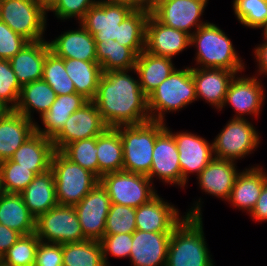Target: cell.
<instances>
[{
  "label": "cell",
  "mask_w": 267,
  "mask_h": 266,
  "mask_svg": "<svg viewBox=\"0 0 267 266\" xmlns=\"http://www.w3.org/2000/svg\"><path fill=\"white\" fill-rule=\"evenodd\" d=\"M128 70L103 72L92 100L108 128L135 125L150 119L148 97L139 79Z\"/></svg>",
  "instance_id": "cell-1"
},
{
  "label": "cell",
  "mask_w": 267,
  "mask_h": 266,
  "mask_svg": "<svg viewBox=\"0 0 267 266\" xmlns=\"http://www.w3.org/2000/svg\"><path fill=\"white\" fill-rule=\"evenodd\" d=\"M194 206L170 236L166 266H214L204 237L201 201Z\"/></svg>",
  "instance_id": "cell-2"
},
{
  "label": "cell",
  "mask_w": 267,
  "mask_h": 266,
  "mask_svg": "<svg viewBox=\"0 0 267 266\" xmlns=\"http://www.w3.org/2000/svg\"><path fill=\"white\" fill-rule=\"evenodd\" d=\"M165 128L164 122L153 120L116 127L123 147V171L146 176L150 173L156 137Z\"/></svg>",
  "instance_id": "cell-3"
},
{
  "label": "cell",
  "mask_w": 267,
  "mask_h": 266,
  "mask_svg": "<svg viewBox=\"0 0 267 266\" xmlns=\"http://www.w3.org/2000/svg\"><path fill=\"white\" fill-rule=\"evenodd\" d=\"M192 33L190 44H196V63L202 65L199 68H222L233 72L245 69L231 40L218 26L208 22Z\"/></svg>",
  "instance_id": "cell-4"
},
{
  "label": "cell",
  "mask_w": 267,
  "mask_h": 266,
  "mask_svg": "<svg viewBox=\"0 0 267 266\" xmlns=\"http://www.w3.org/2000/svg\"><path fill=\"white\" fill-rule=\"evenodd\" d=\"M197 100L192 67L174 69L149 96L148 111L150 119L164 122L166 112H173L186 107ZM157 111V112H156Z\"/></svg>",
  "instance_id": "cell-5"
},
{
  "label": "cell",
  "mask_w": 267,
  "mask_h": 266,
  "mask_svg": "<svg viewBox=\"0 0 267 266\" xmlns=\"http://www.w3.org/2000/svg\"><path fill=\"white\" fill-rule=\"evenodd\" d=\"M51 170L55 177L58 205H77L99 182L93 173L72 162L57 150L52 157Z\"/></svg>",
  "instance_id": "cell-6"
},
{
  "label": "cell",
  "mask_w": 267,
  "mask_h": 266,
  "mask_svg": "<svg viewBox=\"0 0 267 266\" xmlns=\"http://www.w3.org/2000/svg\"><path fill=\"white\" fill-rule=\"evenodd\" d=\"M46 12L40 0H0V20L29 42L44 39Z\"/></svg>",
  "instance_id": "cell-7"
},
{
  "label": "cell",
  "mask_w": 267,
  "mask_h": 266,
  "mask_svg": "<svg viewBox=\"0 0 267 266\" xmlns=\"http://www.w3.org/2000/svg\"><path fill=\"white\" fill-rule=\"evenodd\" d=\"M99 182L106 189L111 203L138 208L157 195L150 178L142 174L111 172L104 174Z\"/></svg>",
  "instance_id": "cell-8"
},
{
  "label": "cell",
  "mask_w": 267,
  "mask_h": 266,
  "mask_svg": "<svg viewBox=\"0 0 267 266\" xmlns=\"http://www.w3.org/2000/svg\"><path fill=\"white\" fill-rule=\"evenodd\" d=\"M35 233L40 241L73 243L87 240L74 206L57 205L36 219Z\"/></svg>",
  "instance_id": "cell-9"
},
{
  "label": "cell",
  "mask_w": 267,
  "mask_h": 266,
  "mask_svg": "<svg viewBox=\"0 0 267 266\" xmlns=\"http://www.w3.org/2000/svg\"><path fill=\"white\" fill-rule=\"evenodd\" d=\"M214 139V158L235 162L251 154L260 138L253 125L243 118H232Z\"/></svg>",
  "instance_id": "cell-10"
},
{
  "label": "cell",
  "mask_w": 267,
  "mask_h": 266,
  "mask_svg": "<svg viewBox=\"0 0 267 266\" xmlns=\"http://www.w3.org/2000/svg\"><path fill=\"white\" fill-rule=\"evenodd\" d=\"M107 125L93 101H88L73 112L63 128L51 139L55 150L61 151L67 144L102 134Z\"/></svg>",
  "instance_id": "cell-11"
},
{
  "label": "cell",
  "mask_w": 267,
  "mask_h": 266,
  "mask_svg": "<svg viewBox=\"0 0 267 266\" xmlns=\"http://www.w3.org/2000/svg\"><path fill=\"white\" fill-rule=\"evenodd\" d=\"M111 201L100 182L75 205L82 232L87 239L99 241L105 234V222Z\"/></svg>",
  "instance_id": "cell-12"
},
{
  "label": "cell",
  "mask_w": 267,
  "mask_h": 266,
  "mask_svg": "<svg viewBox=\"0 0 267 266\" xmlns=\"http://www.w3.org/2000/svg\"><path fill=\"white\" fill-rule=\"evenodd\" d=\"M132 11L125 5L98 0L79 23L94 37V41L116 40L119 24Z\"/></svg>",
  "instance_id": "cell-13"
},
{
  "label": "cell",
  "mask_w": 267,
  "mask_h": 266,
  "mask_svg": "<svg viewBox=\"0 0 267 266\" xmlns=\"http://www.w3.org/2000/svg\"><path fill=\"white\" fill-rule=\"evenodd\" d=\"M173 135L179 152V163L182 172V187L187 183L188 175H198L214 158L213 143L191 132H176Z\"/></svg>",
  "instance_id": "cell-14"
},
{
  "label": "cell",
  "mask_w": 267,
  "mask_h": 266,
  "mask_svg": "<svg viewBox=\"0 0 267 266\" xmlns=\"http://www.w3.org/2000/svg\"><path fill=\"white\" fill-rule=\"evenodd\" d=\"M208 0H168L159 5L151 14L161 23L183 31L190 36L193 27L197 30L208 22L200 20Z\"/></svg>",
  "instance_id": "cell-15"
},
{
  "label": "cell",
  "mask_w": 267,
  "mask_h": 266,
  "mask_svg": "<svg viewBox=\"0 0 267 266\" xmlns=\"http://www.w3.org/2000/svg\"><path fill=\"white\" fill-rule=\"evenodd\" d=\"M191 36L159 22L151 13L145 27L144 50L171 58L191 46Z\"/></svg>",
  "instance_id": "cell-16"
},
{
  "label": "cell",
  "mask_w": 267,
  "mask_h": 266,
  "mask_svg": "<svg viewBox=\"0 0 267 266\" xmlns=\"http://www.w3.org/2000/svg\"><path fill=\"white\" fill-rule=\"evenodd\" d=\"M147 176L151 181L156 176L162 182L182 187L179 152L173 135L166 128L156 137L151 170Z\"/></svg>",
  "instance_id": "cell-17"
},
{
  "label": "cell",
  "mask_w": 267,
  "mask_h": 266,
  "mask_svg": "<svg viewBox=\"0 0 267 266\" xmlns=\"http://www.w3.org/2000/svg\"><path fill=\"white\" fill-rule=\"evenodd\" d=\"M261 81L256 76L252 77H236L229 84L228 91L225 96L223 106L227 103L236 111V115L232 118H245V114H253L254 116L260 113L261 106L264 101V90Z\"/></svg>",
  "instance_id": "cell-18"
},
{
  "label": "cell",
  "mask_w": 267,
  "mask_h": 266,
  "mask_svg": "<svg viewBox=\"0 0 267 266\" xmlns=\"http://www.w3.org/2000/svg\"><path fill=\"white\" fill-rule=\"evenodd\" d=\"M171 234L141 230L133 232L129 257L133 266H166Z\"/></svg>",
  "instance_id": "cell-19"
},
{
  "label": "cell",
  "mask_w": 267,
  "mask_h": 266,
  "mask_svg": "<svg viewBox=\"0 0 267 266\" xmlns=\"http://www.w3.org/2000/svg\"><path fill=\"white\" fill-rule=\"evenodd\" d=\"M185 216L180 218L178 209L157 194L149 202L136 208V230L173 232Z\"/></svg>",
  "instance_id": "cell-20"
},
{
  "label": "cell",
  "mask_w": 267,
  "mask_h": 266,
  "mask_svg": "<svg viewBox=\"0 0 267 266\" xmlns=\"http://www.w3.org/2000/svg\"><path fill=\"white\" fill-rule=\"evenodd\" d=\"M237 73L222 68L192 67L196 98H202L221 110L229 84Z\"/></svg>",
  "instance_id": "cell-21"
},
{
  "label": "cell",
  "mask_w": 267,
  "mask_h": 266,
  "mask_svg": "<svg viewBox=\"0 0 267 266\" xmlns=\"http://www.w3.org/2000/svg\"><path fill=\"white\" fill-rule=\"evenodd\" d=\"M34 133L33 120L14 110H7L0 117V162L10 159Z\"/></svg>",
  "instance_id": "cell-22"
},
{
  "label": "cell",
  "mask_w": 267,
  "mask_h": 266,
  "mask_svg": "<svg viewBox=\"0 0 267 266\" xmlns=\"http://www.w3.org/2000/svg\"><path fill=\"white\" fill-rule=\"evenodd\" d=\"M50 51L45 39L28 42L9 62L21 86L40 80L43 77V66Z\"/></svg>",
  "instance_id": "cell-23"
},
{
  "label": "cell",
  "mask_w": 267,
  "mask_h": 266,
  "mask_svg": "<svg viewBox=\"0 0 267 266\" xmlns=\"http://www.w3.org/2000/svg\"><path fill=\"white\" fill-rule=\"evenodd\" d=\"M235 167L233 161L213 158L197 175L200 188L207 194L227 201L240 173Z\"/></svg>",
  "instance_id": "cell-24"
},
{
  "label": "cell",
  "mask_w": 267,
  "mask_h": 266,
  "mask_svg": "<svg viewBox=\"0 0 267 266\" xmlns=\"http://www.w3.org/2000/svg\"><path fill=\"white\" fill-rule=\"evenodd\" d=\"M78 30H69L48 41L50 51L63 59L97 61L94 37L80 24Z\"/></svg>",
  "instance_id": "cell-25"
},
{
  "label": "cell",
  "mask_w": 267,
  "mask_h": 266,
  "mask_svg": "<svg viewBox=\"0 0 267 266\" xmlns=\"http://www.w3.org/2000/svg\"><path fill=\"white\" fill-rule=\"evenodd\" d=\"M55 147L50 138L34 133L10 158L24 168H30L37 175L51 169V161Z\"/></svg>",
  "instance_id": "cell-26"
},
{
  "label": "cell",
  "mask_w": 267,
  "mask_h": 266,
  "mask_svg": "<svg viewBox=\"0 0 267 266\" xmlns=\"http://www.w3.org/2000/svg\"><path fill=\"white\" fill-rule=\"evenodd\" d=\"M266 183L267 173L261 166L245 169L237 176L227 201L251 213Z\"/></svg>",
  "instance_id": "cell-27"
},
{
  "label": "cell",
  "mask_w": 267,
  "mask_h": 266,
  "mask_svg": "<svg viewBox=\"0 0 267 266\" xmlns=\"http://www.w3.org/2000/svg\"><path fill=\"white\" fill-rule=\"evenodd\" d=\"M172 62L171 58L145 50L137 56L133 71L139 77L140 87L147 97L176 69Z\"/></svg>",
  "instance_id": "cell-28"
},
{
  "label": "cell",
  "mask_w": 267,
  "mask_h": 266,
  "mask_svg": "<svg viewBox=\"0 0 267 266\" xmlns=\"http://www.w3.org/2000/svg\"><path fill=\"white\" fill-rule=\"evenodd\" d=\"M20 194L35 219L57 206L55 177L52 170L36 175Z\"/></svg>",
  "instance_id": "cell-29"
},
{
  "label": "cell",
  "mask_w": 267,
  "mask_h": 266,
  "mask_svg": "<svg viewBox=\"0 0 267 266\" xmlns=\"http://www.w3.org/2000/svg\"><path fill=\"white\" fill-rule=\"evenodd\" d=\"M88 101L78 93L57 96L50 109L40 117L45 128H41L36 122L35 132L52 139L63 128L70 115Z\"/></svg>",
  "instance_id": "cell-30"
},
{
  "label": "cell",
  "mask_w": 267,
  "mask_h": 266,
  "mask_svg": "<svg viewBox=\"0 0 267 266\" xmlns=\"http://www.w3.org/2000/svg\"><path fill=\"white\" fill-rule=\"evenodd\" d=\"M0 224L22 235L35 233L36 219L24 204L21 194L5 192L1 194Z\"/></svg>",
  "instance_id": "cell-31"
},
{
  "label": "cell",
  "mask_w": 267,
  "mask_h": 266,
  "mask_svg": "<svg viewBox=\"0 0 267 266\" xmlns=\"http://www.w3.org/2000/svg\"><path fill=\"white\" fill-rule=\"evenodd\" d=\"M56 97V93L47 82L43 79L36 80L21 87L19 100L14 111L32 120V111H38L41 117L50 109Z\"/></svg>",
  "instance_id": "cell-32"
},
{
  "label": "cell",
  "mask_w": 267,
  "mask_h": 266,
  "mask_svg": "<svg viewBox=\"0 0 267 266\" xmlns=\"http://www.w3.org/2000/svg\"><path fill=\"white\" fill-rule=\"evenodd\" d=\"M64 66L68 77L73 81L76 93L92 101L97 93L99 80L103 74L97 61H82L64 59Z\"/></svg>",
  "instance_id": "cell-33"
},
{
  "label": "cell",
  "mask_w": 267,
  "mask_h": 266,
  "mask_svg": "<svg viewBox=\"0 0 267 266\" xmlns=\"http://www.w3.org/2000/svg\"><path fill=\"white\" fill-rule=\"evenodd\" d=\"M99 179L107 173L123 171V147L116 128H107L96 137Z\"/></svg>",
  "instance_id": "cell-34"
},
{
  "label": "cell",
  "mask_w": 267,
  "mask_h": 266,
  "mask_svg": "<svg viewBox=\"0 0 267 266\" xmlns=\"http://www.w3.org/2000/svg\"><path fill=\"white\" fill-rule=\"evenodd\" d=\"M97 62L103 72L128 70L135 68L137 55L116 40L95 41Z\"/></svg>",
  "instance_id": "cell-35"
},
{
  "label": "cell",
  "mask_w": 267,
  "mask_h": 266,
  "mask_svg": "<svg viewBox=\"0 0 267 266\" xmlns=\"http://www.w3.org/2000/svg\"><path fill=\"white\" fill-rule=\"evenodd\" d=\"M63 266H106L100 241L84 240L62 244Z\"/></svg>",
  "instance_id": "cell-36"
},
{
  "label": "cell",
  "mask_w": 267,
  "mask_h": 266,
  "mask_svg": "<svg viewBox=\"0 0 267 266\" xmlns=\"http://www.w3.org/2000/svg\"><path fill=\"white\" fill-rule=\"evenodd\" d=\"M149 15L147 11L133 10L119 24L116 41L130 48L137 56L144 50L145 27Z\"/></svg>",
  "instance_id": "cell-37"
},
{
  "label": "cell",
  "mask_w": 267,
  "mask_h": 266,
  "mask_svg": "<svg viewBox=\"0 0 267 266\" xmlns=\"http://www.w3.org/2000/svg\"><path fill=\"white\" fill-rule=\"evenodd\" d=\"M42 79L50 85L57 96L76 93L74 83L66 72L64 59L52 51L46 55Z\"/></svg>",
  "instance_id": "cell-38"
},
{
  "label": "cell",
  "mask_w": 267,
  "mask_h": 266,
  "mask_svg": "<svg viewBox=\"0 0 267 266\" xmlns=\"http://www.w3.org/2000/svg\"><path fill=\"white\" fill-rule=\"evenodd\" d=\"M60 152L72 162L93 173L99 179L96 137L74 141L67 144Z\"/></svg>",
  "instance_id": "cell-39"
},
{
  "label": "cell",
  "mask_w": 267,
  "mask_h": 266,
  "mask_svg": "<svg viewBox=\"0 0 267 266\" xmlns=\"http://www.w3.org/2000/svg\"><path fill=\"white\" fill-rule=\"evenodd\" d=\"M36 175L30 168H24L11 159L0 162L1 186L5 193L20 194Z\"/></svg>",
  "instance_id": "cell-40"
},
{
  "label": "cell",
  "mask_w": 267,
  "mask_h": 266,
  "mask_svg": "<svg viewBox=\"0 0 267 266\" xmlns=\"http://www.w3.org/2000/svg\"><path fill=\"white\" fill-rule=\"evenodd\" d=\"M39 242L36 233L22 235L0 260L9 266H34Z\"/></svg>",
  "instance_id": "cell-41"
},
{
  "label": "cell",
  "mask_w": 267,
  "mask_h": 266,
  "mask_svg": "<svg viewBox=\"0 0 267 266\" xmlns=\"http://www.w3.org/2000/svg\"><path fill=\"white\" fill-rule=\"evenodd\" d=\"M233 10L242 25L266 29L267 0H234Z\"/></svg>",
  "instance_id": "cell-42"
},
{
  "label": "cell",
  "mask_w": 267,
  "mask_h": 266,
  "mask_svg": "<svg viewBox=\"0 0 267 266\" xmlns=\"http://www.w3.org/2000/svg\"><path fill=\"white\" fill-rule=\"evenodd\" d=\"M136 208L111 203L105 222L104 235L133 233L136 231Z\"/></svg>",
  "instance_id": "cell-43"
},
{
  "label": "cell",
  "mask_w": 267,
  "mask_h": 266,
  "mask_svg": "<svg viewBox=\"0 0 267 266\" xmlns=\"http://www.w3.org/2000/svg\"><path fill=\"white\" fill-rule=\"evenodd\" d=\"M21 87L9 60H0V103L8 110L15 109Z\"/></svg>",
  "instance_id": "cell-44"
},
{
  "label": "cell",
  "mask_w": 267,
  "mask_h": 266,
  "mask_svg": "<svg viewBox=\"0 0 267 266\" xmlns=\"http://www.w3.org/2000/svg\"><path fill=\"white\" fill-rule=\"evenodd\" d=\"M97 2L96 0H52L47 5V11H53L61 20L76 17L81 21L86 12Z\"/></svg>",
  "instance_id": "cell-45"
},
{
  "label": "cell",
  "mask_w": 267,
  "mask_h": 266,
  "mask_svg": "<svg viewBox=\"0 0 267 266\" xmlns=\"http://www.w3.org/2000/svg\"><path fill=\"white\" fill-rule=\"evenodd\" d=\"M102 247L103 260L106 266H109L107 255L116 257H130L132 247V233H123L116 235H104L100 240Z\"/></svg>",
  "instance_id": "cell-46"
},
{
  "label": "cell",
  "mask_w": 267,
  "mask_h": 266,
  "mask_svg": "<svg viewBox=\"0 0 267 266\" xmlns=\"http://www.w3.org/2000/svg\"><path fill=\"white\" fill-rule=\"evenodd\" d=\"M29 41L0 20V60H10Z\"/></svg>",
  "instance_id": "cell-47"
},
{
  "label": "cell",
  "mask_w": 267,
  "mask_h": 266,
  "mask_svg": "<svg viewBox=\"0 0 267 266\" xmlns=\"http://www.w3.org/2000/svg\"><path fill=\"white\" fill-rule=\"evenodd\" d=\"M62 245L40 241L34 266H63Z\"/></svg>",
  "instance_id": "cell-48"
},
{
  "label": "cell",
  "mask_w": 267,
  "mask_h": 266,
  "mask_svg": "<svg viewBox=\"0 0 267 266\" xmlns=\"http://www.w3.org/2000/svg\"><path fill=\"white\" fill-rule=\"evenodd\" d=\"M21 236L22 234L16 230L0 224V259Z\"/></svg>",
  "instance_id": "cell-49"
},
{
  "label": "cell",
  "mask_w": 267,
  "mask_h": 266,
  "mask_svg": "<svg viewBox=\"0 0 267 266\" xmlns=\"http://www.w3.org/2000/svg\"><path fill=\"white\" fill-rule=\"evenodd\" d=\"M250 215L256 221H267V183L263 186L257 203Z\"/></svg>",
  "instance_id": "cell-50"
},
{
  "label": "cell",
  "mask_w": 267,
  "mask_h": 266,
  "mask_svg": "<svg viewBox=\"0 0 267 266\" xmlns=\"http://www.w3.org/2000/svg\"><path fill=\"white\" fill-rule=\"evenodd\" d=\"M263 37H265L264 43L258 45L254 50V56L256 57L259 66V75H267V34L263 33Z\"/></svg>",
  "instance_id": "cell-51"
},
{
  "label": "cell",
  "mask_w": 267,
  "mask_h": 266,
  "mask_svg": "<svg viewBox=\"0 0 267 266\" xmlns=\"http://www.w3.org/2000/svg\"><path fill=\"white\" fill-rule=\"evenodd\" d=\"M130 7L132 10L144 11V0H100Z\"/></svg>",
  "instance_id": "cell-52"
},
{
  "label": "cell",
  "mask_w": 267,
  "mask_h": 266,
  "mask_svg": "<svg viewBox=\"0 0 267 266\" xmlns=\"http://www.w3.org/2000/svg\"><path fill=\"white\" fill-rule=\"evenodd\" d=\"M168 0H144V11L151 13L155 10L159 5L166 2Z\"/></svg>",
  "instance_id": "cell-53"
},
{
  "label": "cell",
  "mask_w": 267,
  "mask_h": 266,
  "mask_svg": "<svg viewBox=\"0 0 267 266\" xmlns=\"http://www.w3.org/2000/svg\"><path fill=\"white\" fill-rule=\"evenodd\" d=\"M8 109L0 103V117L7 111Z\"/></svg>",
  "instance_id": "cell-54"
},
{
  "label": "cell",
  "mask_w": 267,
  "mask_h": 266,
  "mask_svg": "<svg viewBox=\"0 0 267 266\" xmlns=\"http://www.w3.org/2000/svg\"><path fill=\"white\" fill-rule=\"evenodd\" d=\"M40 1L47 6L52 0H40Z\"/></svg>",
  "instance_id": "cell-55"
},
{
  "label": "cell",
  "mask_w": 267,
  "mask_h": 266,
  "mask_svg": "<svg viewBox=\"0 0 267 266\" xmlns=\"http://www.w3.org/2000/svg\"><path fill=\"white\" fill-rule=\"evenodd\" d=\"M3 193L2 186H1V177H0V196Z\"/></svg>",
  "instance_id": "cell-56"
},
{
  "label": "cell",
  "mask_w": 267,
  "mask_h": 266,
  "mask_svg": "<svg viewBox=\"0 0 267 266\" xmlns=\"http://www.w3.org/2000/svg\"><path fill=\"white\" fill-rule=\"evenodd\" d=\"M0 266H9L0 260Z\"/></svg>",
  "instance_id": "cell-57"
},
{
  "label": "cell",
  "mask_w": 267,
  "mask_h": 266,
  "mask_svg": "<svg viewBox=\"0 0 267 266\" xmlns=\"http://www.w3.org/2000/svg\"><path fill=\"white\" fill-rule=\"evenodd\" d=\"M263 33H264V34H267V27H266V29L263 31Z\"/></svg>",
  "instance_id": "cell-58"
}]
</instances>
